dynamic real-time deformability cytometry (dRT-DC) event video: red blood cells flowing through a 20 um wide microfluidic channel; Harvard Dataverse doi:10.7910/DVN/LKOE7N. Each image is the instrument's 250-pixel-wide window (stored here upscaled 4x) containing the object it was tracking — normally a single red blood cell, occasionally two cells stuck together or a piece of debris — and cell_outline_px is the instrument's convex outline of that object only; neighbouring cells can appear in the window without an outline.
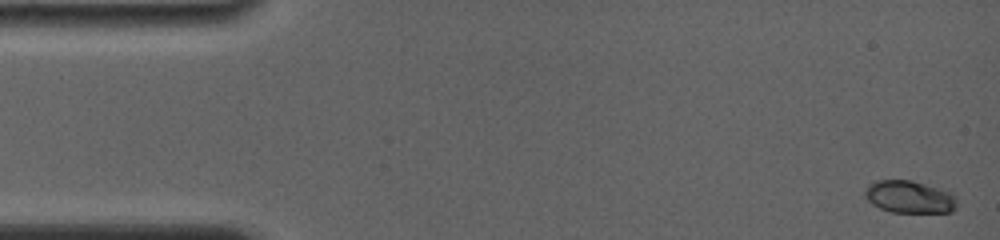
{"species": "common noctule bat (a hibernating species)", "species_latin": "Nyctalus noctula", "temperature_condition": "room temperature", "stored_images_in_passage": 9, "camera_frame_rate_fps": 4000, "um_per_image_px": 0.085, "animal": {"sex": "female", "body_mass_g": 19.0, "forearm_length_mm": 56.7}, "frame": {"image": 1, "passage_image": 1, "time_ms": 0.0, "image_size_px": [1000, 240], "cell_outline_px": [[956, 208], [952, 212], [892, 212], [880, 208], [872, 204], [864, 196], [864, 188], [868, 184], [876, 180], [912, 180], [952, 192], [956, 200]], "centroid_in_image_um": [77.28, 16.73], "position_along_channel_um": 7.7, "area_um2": 17.51}}
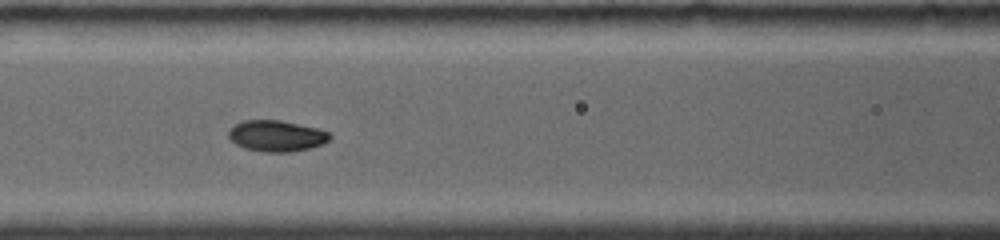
{"frame": {"image": 2, "passage_image": 8, "time_ms": 6.75, "image_size_px": [1000, 240], "cell_outline_px": [[332, 136], [324, 144], [308, 148], [288, 152], [264, 152], [244, 148], [236, 144], [228, 136], [228, 128], [244, 120], [280, 120], [316, 128], [328, 132]], "centroid_in_image_um": [23.48, 11.55], "position_along_channel_um": 143.1, "area_um2": 18.26}}
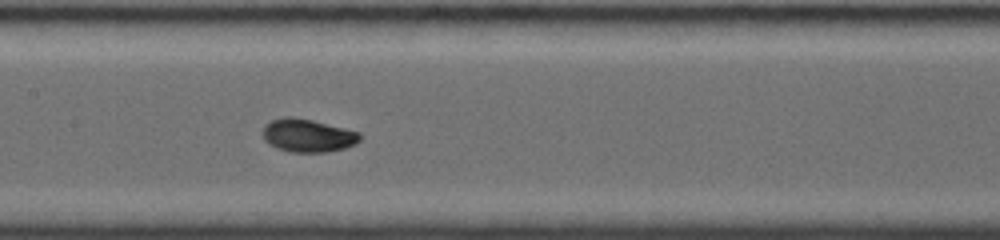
{"frame": {"image": 3, "passage_image": 9, "time_ms": 7.75, "image_size_px": [1000, 240], "cell_outline_px": [[360, 140], [356, 144], [344, 148], [328, 152], [292, 152], [276, 148], [264, 140], [264, 124], [272, 120], [284, 116], [292, 116], [312, 120], [360, 132]], "centroid_in_image_um": [26.16, 11.51], "position_along_channel_um": 181.2, "area_um2": 18.73}}